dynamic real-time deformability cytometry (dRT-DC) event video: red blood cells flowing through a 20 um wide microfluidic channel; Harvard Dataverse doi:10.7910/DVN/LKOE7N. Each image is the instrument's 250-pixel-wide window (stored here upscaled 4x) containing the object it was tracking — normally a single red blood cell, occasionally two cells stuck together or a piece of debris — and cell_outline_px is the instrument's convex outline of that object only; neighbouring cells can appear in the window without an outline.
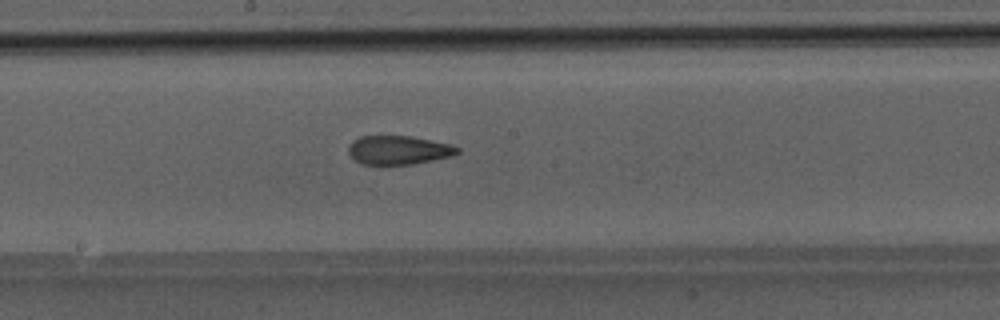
{"species": "Egyptian fruit bat (a non-hibernating species)", "species_latin": "Rousettus aegyptiacus", "temperature_condition": "room temperature", "stored_images_in_passage": 36, "camera_frame_rate_fps": 3000, "um_per_image_px": 0.085, "animal": {"sex": "male"}, "frame": {"image": 1, "passage_image": 21, "time_ms": 6.667, "image_size_px": [1000, 320], "cell_outline_px": [[460, 152], [452, 156], [412, 164], [364, 164], [356, 160], [348, 152], [348, 148], [352, 140], [360, 136], [412, 136], [452, 144], [460, 148]], "centroid_in_image_um": [33.91, 12.74], "position_along_channel_um": 214.3, "area_um2": 18.26}}